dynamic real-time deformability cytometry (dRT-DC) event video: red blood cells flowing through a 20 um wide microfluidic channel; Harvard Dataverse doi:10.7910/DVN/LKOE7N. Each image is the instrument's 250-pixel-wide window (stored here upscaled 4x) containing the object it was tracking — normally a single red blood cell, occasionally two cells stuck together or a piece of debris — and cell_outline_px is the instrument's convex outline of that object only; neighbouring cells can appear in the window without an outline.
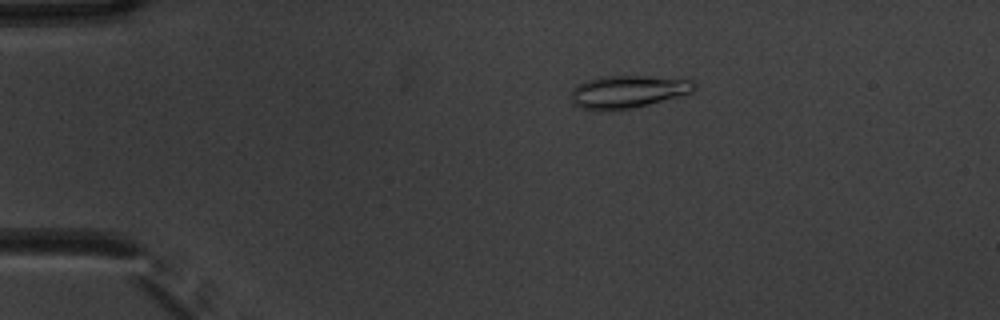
{"species": "common noctule bat (a hibernating species)", "species_latin": "Nyctalus noctula", "temperature_condition": "warm", "stored_images_in_passage": 48, "camera_frame_rate_fps": 3000, "um_per_image_px": 0.085, "animal": {"sex": "male", "body_mass_g": 20.1, "forearm_length_mm": 53.5}, "frame": {"image": 1, "passage_image": 5, "time_ms": 1.333, "image_size_px": [1000, 320], "cell_outline_px": [[696, 88], [692, 92], [680, 96], [632, 108], [612, 112], [608, 112], [580, 108], [572, 104], [572, 88], [588, 80], [600, 76], [648, 76], [692, 80], [696, 84]], "centroid_in_image_um": [53.35, 7.81], "position_along_channel_um": 31.7, "area_um2": 23.64}}
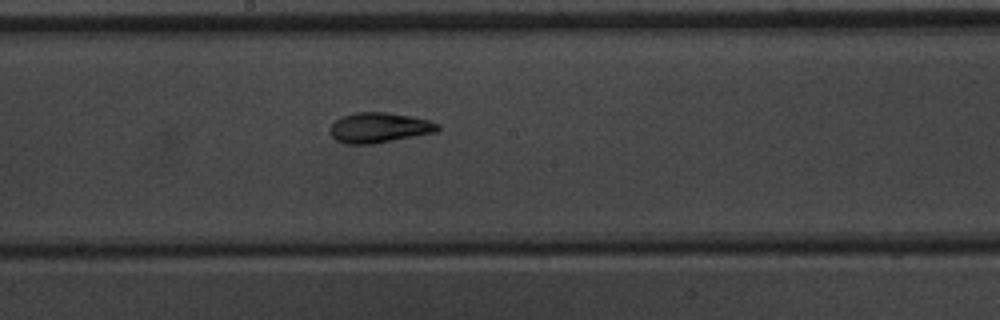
{"frame": {"image": 2, "passage_image": 24, "time_ms": 7.667, "image_size_px": [1000, 320], "cell_outline_px": [[440, 128], [436, 132], [372, 144], [348, 144], [336, 140], [332, 136], [328, 128], [340, 116], [356, 112], [388, 112], [412, 116], [428, 120], [440, 124]], "centroid_in_image_um": [32.22, 10.84], "position_along_channel_um": 216.0, "area_um2": 19.02}}
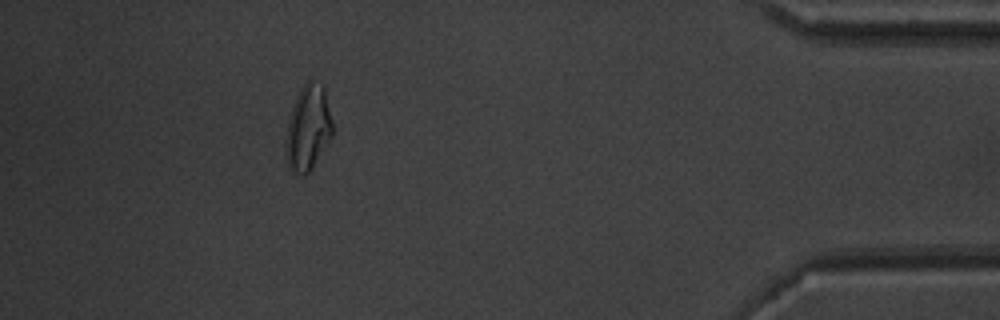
{"frame": {"image": 3, "passage_image": 43, "time_ms": 14.0, "image_size_px": [1000, 320], "cell_outline_px": [[332, 136], [312, 168], [308, 172], [292, 172], [288, 164], [288, 120], [296, 96], [300, 88], [308, 80], [312, 80], [324, 88], [332, 120]], "centroid_in_image_um": [26.22, 10.82], "position_along_channel_um": 409.0, "area_um2": 22.25}, "authors_computed_cell_mechanics": {"area_um2": 19.5075, "velocity_mm_per_s": 3.8142, "shape_relaxation_time_tau1_ms": null, "shape_relaxation_time_tau2_ms": 2.7637, "deformation_change_tau1": null, "deformation_change_tau2": 0.0954}}